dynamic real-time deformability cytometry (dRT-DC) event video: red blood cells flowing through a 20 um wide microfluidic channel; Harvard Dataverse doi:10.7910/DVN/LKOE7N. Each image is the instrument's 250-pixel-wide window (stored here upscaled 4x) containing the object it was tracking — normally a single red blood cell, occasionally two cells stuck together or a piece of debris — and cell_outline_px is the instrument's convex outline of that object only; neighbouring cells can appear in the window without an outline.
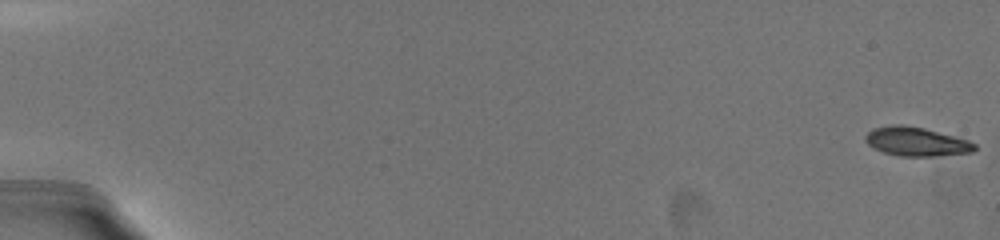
{"species": "common noctule bat (a hibernating species)", "species_latin": "Nyctalus noctula", "temperature_condition": "warm", "stored_images_in_passage": 42, "camera_frame_rate_fps": 3000, "um_per_image_px": 0.085, "animal": {"sex": "female", "body_mass_g": 19.5, "forearm_length_mm": 54.1}, "frame": {"image": 1, "passage_image": 1, "time_ms": 0.0, "image_size_px": [1000, 240], "cell_outline_px": [[976, 152], [932, 156], [900, 156], [884, 152], [868, 144], [864, 140], [864, 136], [872, 128], [892, 124], [904, 124], [924, 128], [968, 140], [976, 144]], "centroid_in_image_um": [77.88, 12.02], "position_along_channel_um": 7.1, "area_um2": 18.44}}
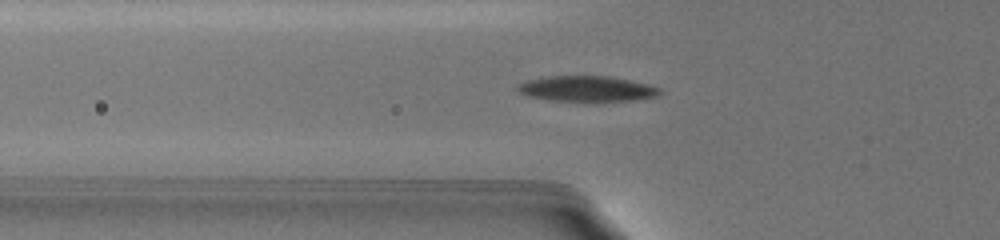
{"frame": {"image": 2, "passage_image": 37, "time_ms": 7.333, "image_size_px": [1000, 240], "cell_outline_px": [[664, 92], [656, 96], [632, 100], [604, 104], [584, 104], [548, 100], [524, 96], [516, 88], [516, 84], [524, 80], [548, 76], [608, 76], [648, 84], [660, 88]], "centroid_in_image_um": [49.84, 7.6], "position_along_channel_um": 76.0, "area_um2": 22.54}}